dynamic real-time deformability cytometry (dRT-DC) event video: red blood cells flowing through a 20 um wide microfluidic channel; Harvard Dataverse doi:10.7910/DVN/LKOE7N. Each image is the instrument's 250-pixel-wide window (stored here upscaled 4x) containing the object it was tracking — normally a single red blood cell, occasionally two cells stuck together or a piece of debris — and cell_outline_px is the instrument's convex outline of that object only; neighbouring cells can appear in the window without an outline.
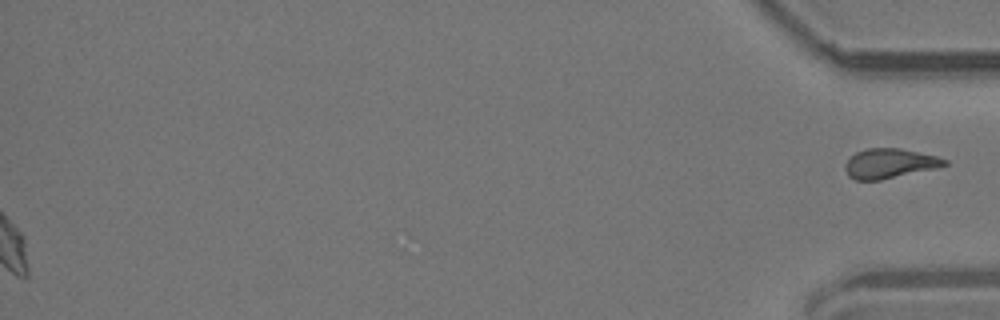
{"species": "common noctule bat (a hibernating species)", "species_latin": "Nyctalus noctula", "temperature_condition": "room temperature", "stored_images_in_passage": 53, "segment_of_instrument_passage": [2, 2], "camera_frame_rate_fps": 3000, "um_per_image_px": 0.085, "animal": {"sex": "male", "body_mass_g": 19.2, "forearm_length_mm": 51.8}, "frame": {"image": 1, "passage_image": 53, "time_ms": 17.333, "image_size_px": [1000, 320], "cell_outline_px": [[948, 164], [936, 168], [880, 180], [856, 180], [848, 176], [844, 168], [844, 164], [856, 152], [868, 148], [900, 148], [936, 156], [948, 160]], "centroid_in_image_um": [75.6, 13.89], "position_along_channel_um": 359.6, "area_um2": 17.11}}